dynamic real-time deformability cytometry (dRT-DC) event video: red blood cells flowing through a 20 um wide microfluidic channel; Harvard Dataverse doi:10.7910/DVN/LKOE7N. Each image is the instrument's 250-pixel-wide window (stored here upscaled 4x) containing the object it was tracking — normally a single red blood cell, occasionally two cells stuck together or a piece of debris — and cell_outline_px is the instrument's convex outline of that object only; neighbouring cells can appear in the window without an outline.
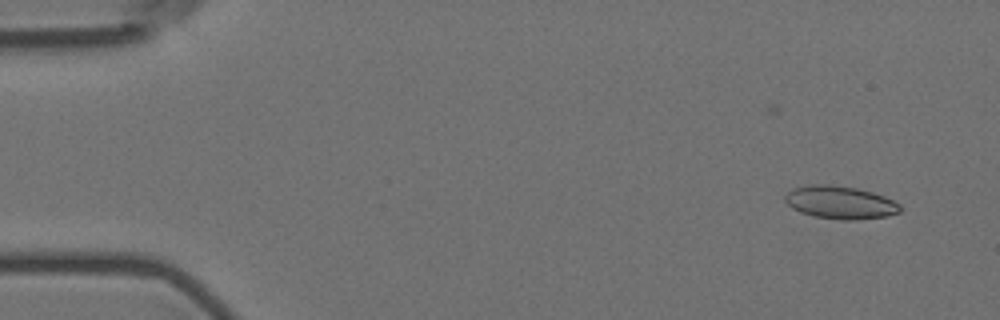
{"species": "Egyptian fruit bat (a non-hibernating species)", "species_latin": "Rousettus aegyptiacus", "temperature_condition": "room temperature", "stored_images_in_passage": 7, "camera_frame_rate_fps": 3000, "um_per_image_px": 0.085, "animal": {"sex": "female"}, "frame": {"image": 1, "passage_image": 3, "time_ms": 0.667, "image_size_px": [1000, 320], "cell_outline_px": [[900, 212], [888, 216], [856, 220], [840, 220], [812, 216], [800, 212], [792, 208], [784, 200], [784, 196], [792, 188], [808, 184], [832, 184], [856, 188], [872, 192], [884, 196], [900, 204]], "centroid_in_image_um": [71.39, 17.2], "position_along_channel_um": 13.6, "area_um2": 22.31}}
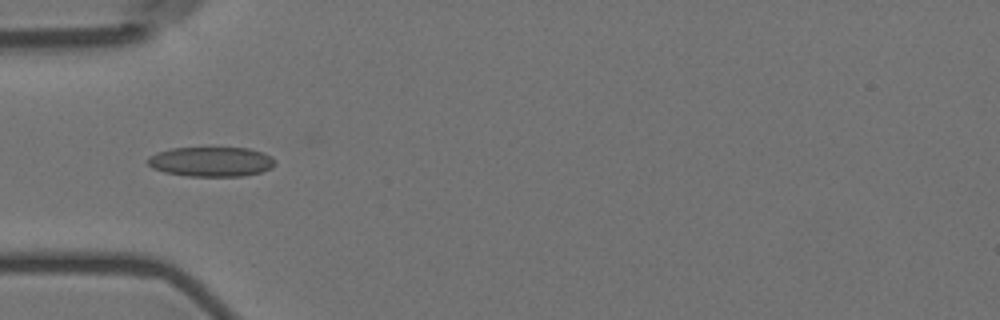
{"frame": {"image": 2, "passage_image": 7, "time_ms": 2.0, "image_size_px": [1000, 320], "cell_outline_px": [[276, 160], [272, 168], [260, 172], [244, 176], [188, 176], [164, 172], [152, 168], [148, 164], [148, 156], [156, 152], [172, 148], [248, 148], [264, 152], [272, 156]], "centroid_in_image_um": [17.96, 13.74], "position_along_channel_um": 67.0, "area_um2": 22.2}}